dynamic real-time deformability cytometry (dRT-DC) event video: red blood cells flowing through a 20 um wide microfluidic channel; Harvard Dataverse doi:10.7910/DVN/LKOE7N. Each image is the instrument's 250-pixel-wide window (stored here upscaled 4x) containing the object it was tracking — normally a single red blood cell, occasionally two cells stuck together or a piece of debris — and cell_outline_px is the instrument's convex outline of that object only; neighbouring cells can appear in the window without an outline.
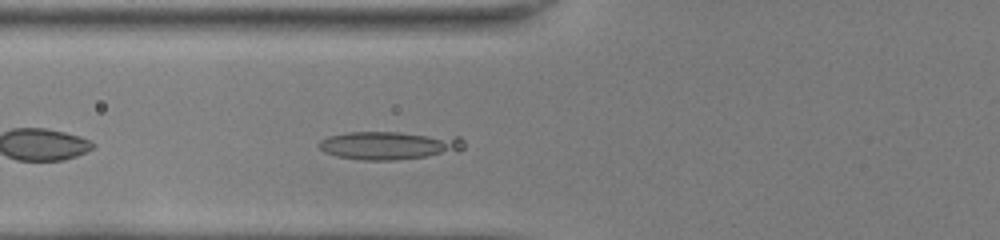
{"species": "common noctule bat (a hibernating species)", "species_latin": "Nyctalus noctula", "temperature_condition": "room temperature", "stored_images_in_passage": 35, "camera_frame_rate_fps": 3000, "um_per_image_px": 0.085, "animal": {"sex": "female", "body_mass_g": 22.0, "forearm_length_mm": 56.7}, "frame": {"image": 1, "passage_image": 5, "time_ms": 1.333, "image_size_px": [1000, 240], "cell_outline_px": [[464, 148], [428, 156], [396, 160], [360, 160], [336, 156], [324, 152], [316, 144], [320, 140], [328, 136], [348, 132], [400, 132], [460, 136], [464, 140]], "centroid_in_image_um": [33.03, 12.34], "position_along_channel_um": 92.8, "area_um2": 23.87}}
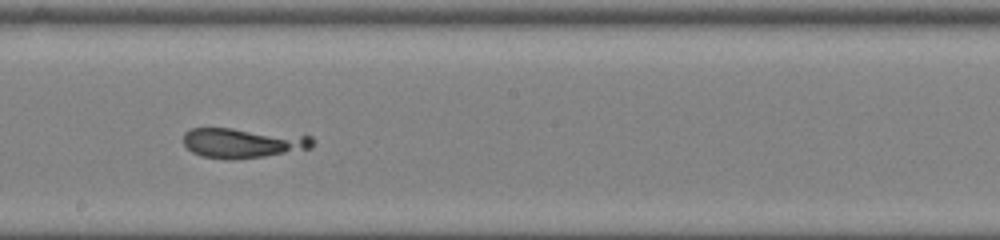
{"frame": {"image": 2, "passage_image": 15, "time_ms": 4.667, "image_size_px": [1000, 240], "cell_outline_px": [[316, 140], [312, 148], [264, 156], [232, 160], [228, 160], [200, 156], [192, 152], [184, 144], [184, 132], [192, 128], [232, 128], [312, 136]], "centroid_in_image_um": [20.64, 12.15], "position_along_channel_um": 227.6, "area_um2": 22.66}}
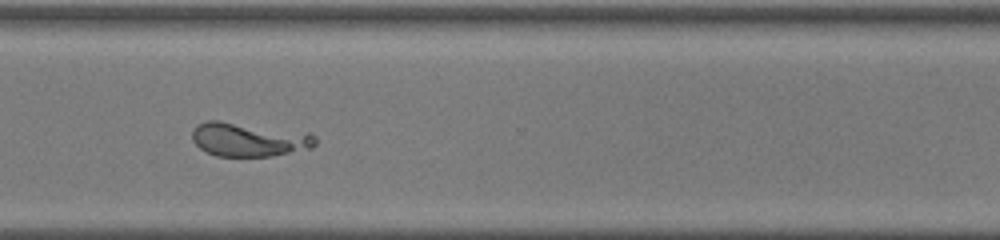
{"frame": {"image": 3, "passage_image": 24, "time_ms": 7.667, "image_size_px": [1000, 240], "cell_outline_px": [[316, 144], [312, 148], [272, 156], [216, 156], [200, 148], [192, 140], [192, 128], [196, 124], [208, 120], [216, 120], [308, 132], [316, 136]], "centroid_in_image_um": [21.15, 11.85], "position_along_channel_um": 349.4, "area_um2": 24.51}}